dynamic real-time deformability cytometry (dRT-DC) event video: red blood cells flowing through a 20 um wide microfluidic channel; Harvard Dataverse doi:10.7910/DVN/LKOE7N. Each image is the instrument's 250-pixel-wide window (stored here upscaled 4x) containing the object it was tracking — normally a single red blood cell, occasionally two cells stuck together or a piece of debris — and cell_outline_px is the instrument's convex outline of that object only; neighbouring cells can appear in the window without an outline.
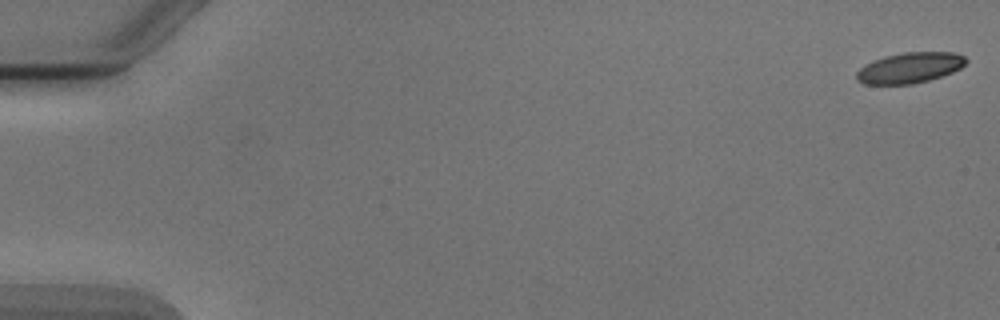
{"species": "Egyptian fruit bat (a non-hibernating species)", "species_latin": "Rousettus aegyptiacus", "temperature_condition": "cold", "stored_images_in_passage": 5, "camera_frame_rate_fps": 3000, "um_per_image_px": 0.085, "animal": {"sex": "male"}, "frame": {"image": 1, "passage_image": 1, "time_ms": 0.0, "image_size_px": [1000, 320], "cell_outline_px": [[968, 60], [960, 68], [952, 72], [928, 80], [912, 84], [864, 84], [856, 80], [856, 72], [864, 64], [872, 60], [884, 56], [904, 52], [956, 52], [964, 56]], "centroid_in_image_um": [77.3, 5.75], "position_along_channel_um": 7.7, "area_um2": 19.59}}
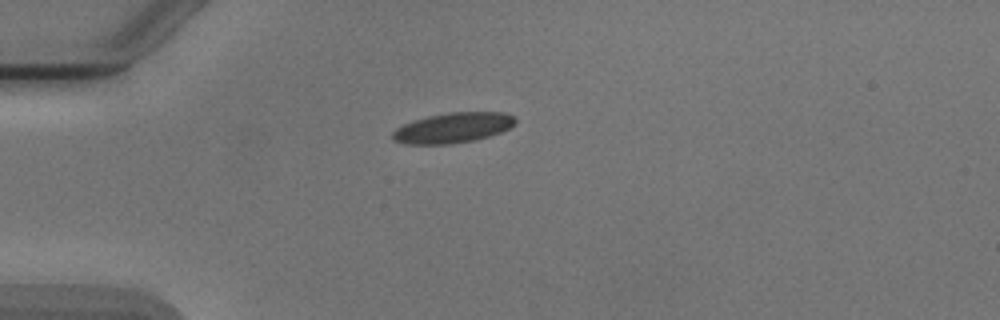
{"frame": {"image": 2, "passage_image": 5, "time_ms": 4.667, "image_size_px": [1000, 320], "cell_outline_px": [[516, 120], [508, 128], [500, 132], [476, 140], [448, 144], [404, 144], [392, 140], [392, 132], [396, 128], [404, 124], [428, 116], [448, 112], [504, 112], [512, 116]], "centroid_in_image_um": [38.46, 10.87], "position_along_channel_um": 46.5, "area_um2": 21.44}}